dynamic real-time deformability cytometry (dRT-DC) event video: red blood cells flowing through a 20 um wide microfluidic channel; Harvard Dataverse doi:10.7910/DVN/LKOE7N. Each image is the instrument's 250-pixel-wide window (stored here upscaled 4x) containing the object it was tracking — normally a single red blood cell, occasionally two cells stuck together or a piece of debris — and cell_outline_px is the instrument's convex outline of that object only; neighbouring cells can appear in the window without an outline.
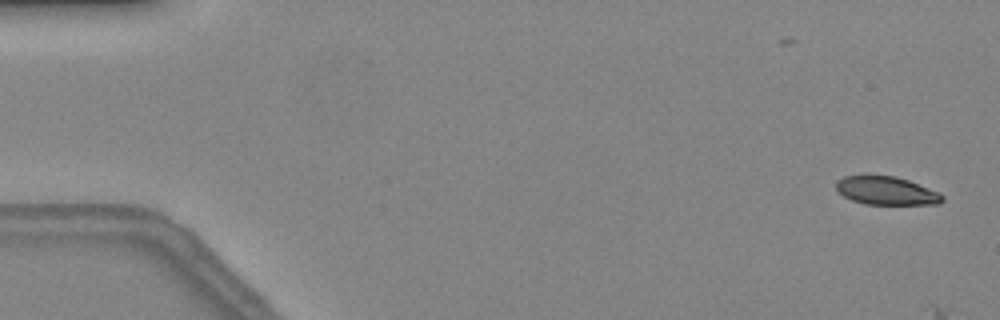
{"species": "common noctule bat (a hibernating species)", "species_latin": "Nyctalus noctula", "temperature_condition": "warm", "stored_images_in_passage": 6, "camera_frame_rate_fps": 3000, "um_per_image_px": 0.085, "animal": {"sex": "female", "body_mass_g": 24.6, "forearm_length_mm": 56.2}, "frame": {"image": 1, "passage_image": 2, "time_ms": 0.333, "image_size_px": [1000, 320], "cell_outline_px": [[944, 200], [940, 204], [864, 204], [852, 200], [836, 192], [836, 180], [844, 176], [864, 172], [868, 172], [896, 176], [908, 180], [940, 192], [944, 196]], "centroid_in_image_um": [75.28, 16.16], "position_along_channel_um": 9.7, "area_um2": 18.38}}